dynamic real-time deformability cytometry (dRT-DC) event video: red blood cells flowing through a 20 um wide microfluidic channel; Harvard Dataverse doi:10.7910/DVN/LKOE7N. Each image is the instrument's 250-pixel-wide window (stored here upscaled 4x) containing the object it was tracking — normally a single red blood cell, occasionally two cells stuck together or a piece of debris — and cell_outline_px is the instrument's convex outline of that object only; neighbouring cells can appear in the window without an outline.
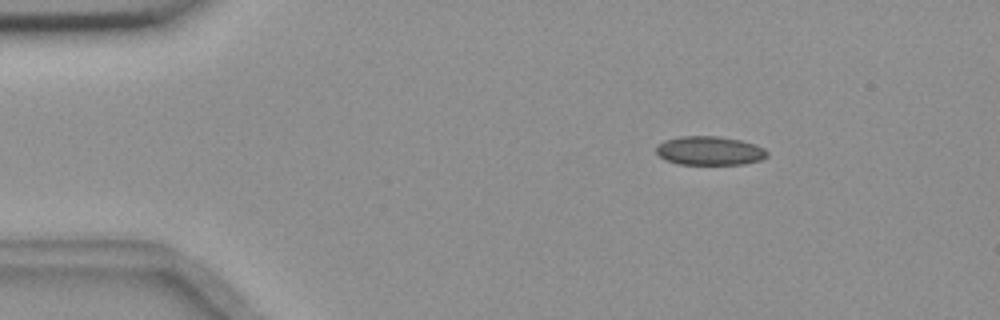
{"species": "common noctule bat (a hibernating species)", "species_latin": "Nyctalus noctula", "temperature_condition": "room temperature", "stored_images_in_passage": 48, "camera_frame_rate_fps": 3000, "um_per_image_px": 0.085, "animal": {"sex": "female", "body_mass_g": 18.4}, "frame": {"image": 1, "passage_image": 1, "time_ms": 0.0, "image_size_px": [1000, 320], "cell_outline_px": [[768, 156], [764, 160], [744, 164], [680, 164], [664, 160], [656, 152], [656, 144], [664, 140], [680, 136], [716, 136], [740, 140], [756, 144], [764, 148], [768, 152]], "centroid_in_image_um": [60.33, 12.81], "position_along_channel_um": 24.7, "area_um2": 18.9}}
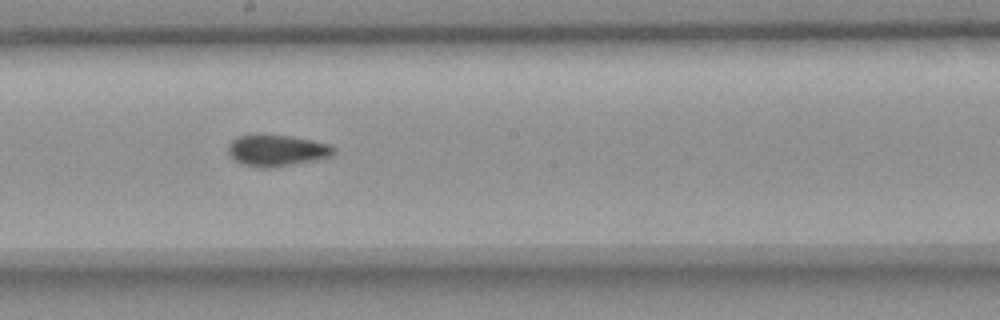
{"frame": {"image": 2, "passage_image": 23, "time_ms": 7.333, "image_size_px": [1000, 320], "cell_outline_px": [[336, 152], [328, 156], [312, 160], [268, 168], [256, 168], [244, 164], [236, 160], [228, 152], [228, 144], [236, 136], [252, 132], [256, 132], [288, 136], [312, 140], [328, 144], [336, 148]], "centroid_in_image_um": [23.45, 12.74], "position_along_channel_um": 224.8, "area_um2": 19.48}}
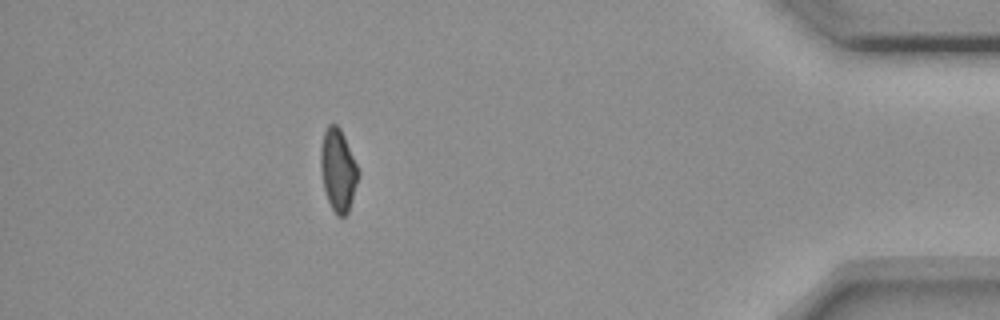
{"frame": {"image": 3, "passage_image": 42, "time_ms": 13.667, "image_size_px": [1000, 320], "cell_outline_px": [[360, 176], [348, 212], [344, 216], [336, 216], [328, 200], [324, 188], [320, 168], [320, 148], [324, 132], [328, 124], [336, 124], [340, 128], [344, 136], [360, 172]], "centroid_in_image_um": [28.74, 14.45], "position_along_channel_um": 406.5, "area_um2": 18.09}, "authors_computed_cell_mechanics": {"area_um2": 18.8139, "velocity_mm_per_s": 3.6648, "shape_relaxation_time_tau1_ms": null, "shape_relaxation_time_tau2_ms": 3.5452, "deformation_change_tau1": null, "deformation_change_tau2": 0.0826}}